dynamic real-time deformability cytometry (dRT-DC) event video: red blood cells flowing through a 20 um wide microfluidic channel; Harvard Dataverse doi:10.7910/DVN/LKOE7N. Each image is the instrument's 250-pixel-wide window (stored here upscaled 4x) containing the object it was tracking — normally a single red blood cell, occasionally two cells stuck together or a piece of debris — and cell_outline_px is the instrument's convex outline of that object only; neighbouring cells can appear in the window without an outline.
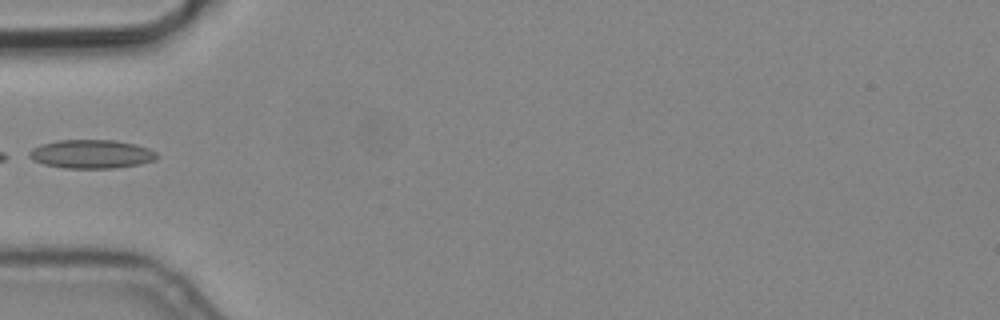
{"species": "common noctule bat (a hibernating species)", "species_latin": "Nyctalus noctula", "temperature_condition": "cold", "stored_images_in_passage": 5, "camera_frame_rate_fps": 3000, "um_per_image_px": 0.085, "animal": {"sex": "male", "body_mass_g": 19.2, "forearm_length_mm": 51.8}, "frame": {"image": 1, "passage_image": 5, "time_ms": 1.333, "image_size_px": [1000, 320], "cell_outline_px": [[160, 156], [156, 160], [140, 164], [112, 168], [64, 168], [44, 164], [32, 160], [24, 156], [32, 148], [40, 144], [56, 140], [116, 140], [136, 144], [148, 148], [156, 152]], "centroid_in_image_um": [7.74, 13.09], "position_along_channel_um": 77.3, "area_um2": 21.68}}